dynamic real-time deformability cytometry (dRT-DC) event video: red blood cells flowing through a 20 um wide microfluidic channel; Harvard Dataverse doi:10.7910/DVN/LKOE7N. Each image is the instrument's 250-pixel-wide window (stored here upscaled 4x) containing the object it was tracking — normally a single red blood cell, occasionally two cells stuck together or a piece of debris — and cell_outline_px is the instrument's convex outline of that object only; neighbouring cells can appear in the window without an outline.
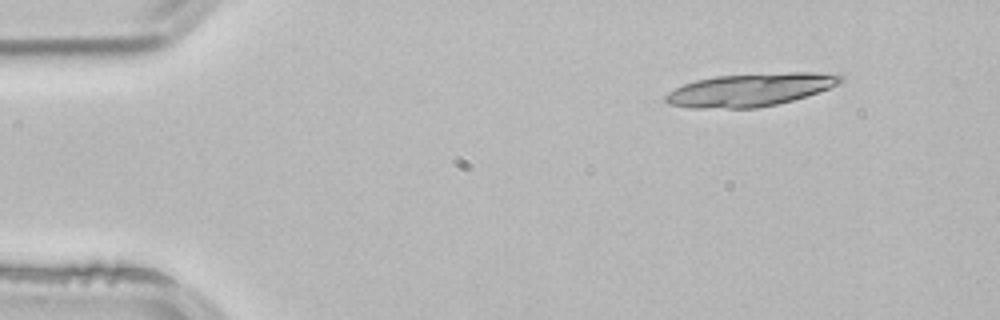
{"species": "common noctule bat (a hibernating species)", "species_latin": "Nyctalus noctula", "temperature_condition": "room temperature", "stored_images_in_passage": 3, "camera_frame_rate_fps": 3000, "um_per_image_px": 0.085, "animal": {"sex": "male", "body_mass_g": 21.5, "forearm_length_mm": 52.0}, "frame": {"image": 1, "passage_image": 1, "time_ms": 0.0, "image_size_px": [1000, 320], "cell_outline_px": [[844, 80], [840, 84], [792, 100], [776, 104], [756, 108], [688, 108], [668, 104], [664, 100], [664, 96], [668, 92], [684, 84], [696, 80], [716, 76], [788, 72], [812, 72], [844, 76]], "centroid_in_image_um": [63.73, 7.63], "position_along_channel_um": 21.3, "area_um2": 33.35}}